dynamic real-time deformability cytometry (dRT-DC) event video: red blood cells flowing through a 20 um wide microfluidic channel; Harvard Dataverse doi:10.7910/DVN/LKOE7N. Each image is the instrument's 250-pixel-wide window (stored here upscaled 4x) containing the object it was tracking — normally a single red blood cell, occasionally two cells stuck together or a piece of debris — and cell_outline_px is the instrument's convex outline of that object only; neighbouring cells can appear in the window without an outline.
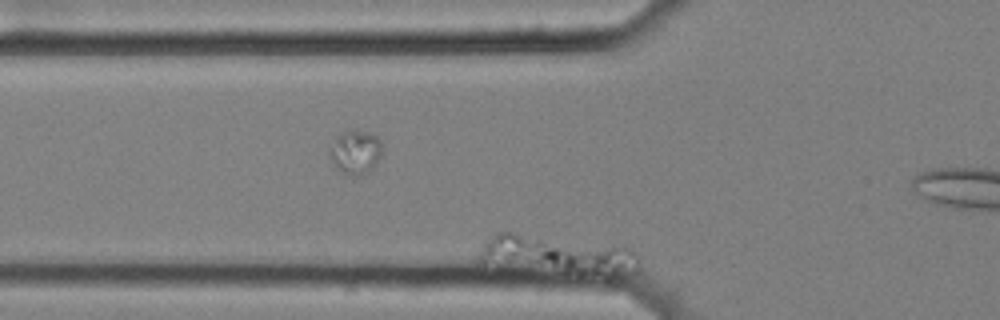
{"species": "common noctule bat (a hibernating species)", "species_latin": "Nyctalus noctula", "temperature_condition": "cold", "stored_images_in_passage": 60, "segment_of_instrument_passage": [1, 2], "camera_frame_rate_fps": 3000, "um_per_image_px": 0.085, "animal": {"sex": "female", "body_mass_g": 25.1}, "frame": {"image": 1, "passage_image": 11, "time_ms": 3.333, "image_size_px": [1000, 320], "cell_outline_px": [[636, 268], [632, 272], [612, 276], [484, 264], [476, 260], [476, 252], [496, 232], [512, 232], [628, 248], [636, 252]], "centroid_in_image_um": [47.25, 21.65], "position_along_channel_um": 78.6, "area_um2": 34.85}}